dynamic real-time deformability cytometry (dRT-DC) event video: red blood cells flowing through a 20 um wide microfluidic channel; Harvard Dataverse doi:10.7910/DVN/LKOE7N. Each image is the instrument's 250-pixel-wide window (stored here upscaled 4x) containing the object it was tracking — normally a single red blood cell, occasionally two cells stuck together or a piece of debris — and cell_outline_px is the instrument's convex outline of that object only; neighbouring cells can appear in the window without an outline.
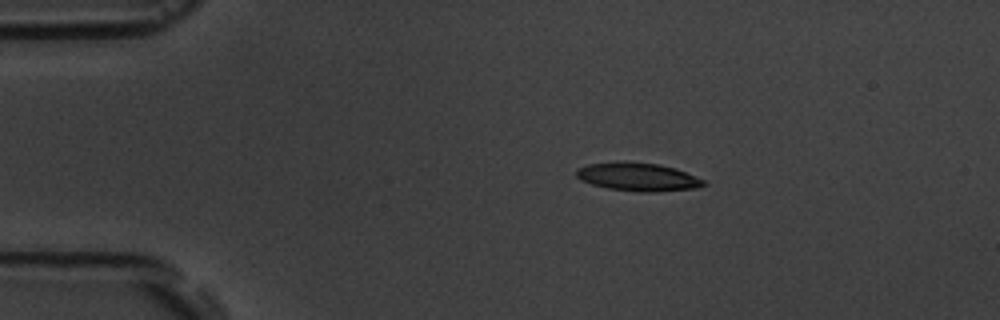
{"species": "common noctule bat (a hibernating species)", "species_latin": "Nyctalus noctula", "temperature_condition": "room temperature", "stored_images_in_passage": 6, "camera_frame_rate_fps": 3000, "um_per_image_px": 0.085, "animal": {"sex": "male", "body_mass_g": 19.5, "forearm_length_mm": 54.6}, "frame": {"image": 1, "passage_image": 3, "time_ms": 2.333, "image_size_px": [1000, 320], "cell_outline_px": [[708, 184], [696, 188], [656, 192], [640, 192], [608, 188], [592, 184], [580, 180], [576, 176], [576, 168], [588, 164], [660, 164], [684, 172], [704, 180]], "centroid_in_image_um": [54.24, 15.08], "position_along_channel_um": 30.8, "area_um2": 20.06}}